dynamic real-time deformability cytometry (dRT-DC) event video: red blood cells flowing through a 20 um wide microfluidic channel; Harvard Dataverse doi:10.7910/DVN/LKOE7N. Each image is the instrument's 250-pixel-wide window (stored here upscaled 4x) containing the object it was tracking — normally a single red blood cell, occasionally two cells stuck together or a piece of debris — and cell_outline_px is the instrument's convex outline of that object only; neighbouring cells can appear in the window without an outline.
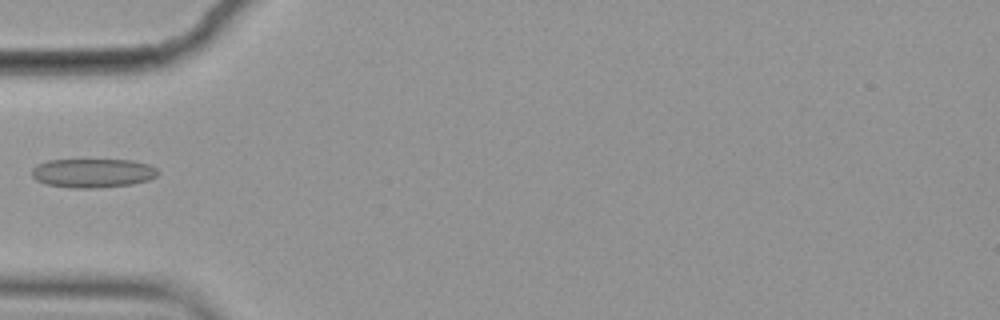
{"species": "common noctule bat (a hibernating species)", "species_latin": "Nyctalus noctula", "temperature_condition": "cold", "stored_images_in_passage": 10, "camera_frame_rate_fps": 3000, "um_per_image_px": 0.085, "animal": {"sex": "female", "body_mass_g": 19.9}, "frame": {"image": 1, "passage_image": 5, "time_ms": 1.333, "image_size_px": [1000, 320], "cell_outline_px": [[160, 172], [156, 176], [148, 180], [132, 184], [92, 188], [72, 188], [44, 184], [36, 180], [32, 176], [32, 168], [36, 164], [48, 160], [132, 160], [148, 164], [156, 168]], "centroid_in_image_um": [7.86, 14.71], "position_along_channel_um": 77.1, "area_um2": 21.39}}
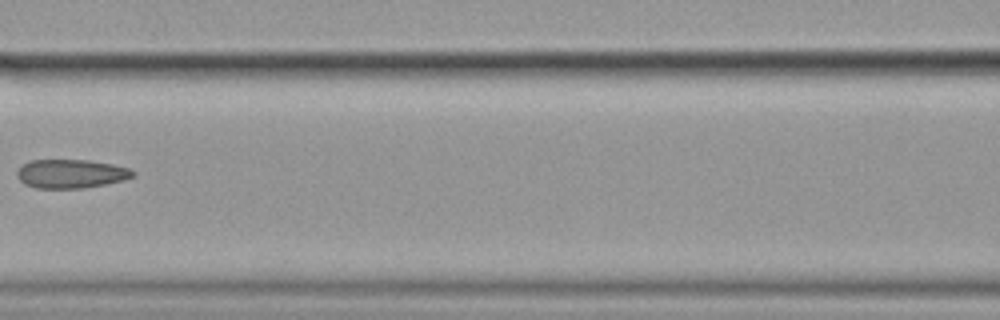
{"frame": {"image": 2, "passage_image": 7, "time_ms": 2.0, "image_size_px": [1000, 320], "cell_outline_px": [[136, 176], [124, 180], [84, 188], [36, 188], [24, 184], [16, 176], [16, 172], [24, 164], [32, 160], [88, 160], [112, 164], [128, 168], [136, 172]], "centroid_in_image_um": [6.05, 14.77], "position_along_channel_um": 160.6, "area_um2": 19.42}}
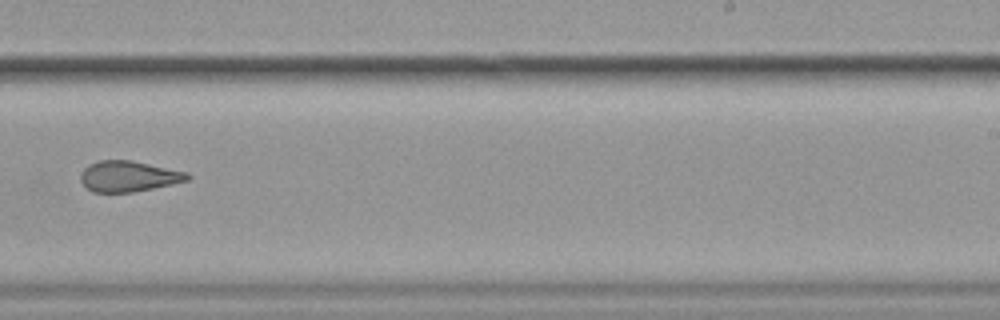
{"frame": {"image": 3, "passage_image": 10, "time_ms": 3.0, "image_size_px": [1000, 320], "cell_outline_px": [[192, 176], [188, 180], [172, 184], [132, 192], [92, 192], [80, 180], [80, 172], [88, 164], [100, 160], [132, 160], [188, 172]], "centroid_in_image_um": [10.93, 14.97], "position_along_channel_um": 278.1, "area_um2": 19.19}}